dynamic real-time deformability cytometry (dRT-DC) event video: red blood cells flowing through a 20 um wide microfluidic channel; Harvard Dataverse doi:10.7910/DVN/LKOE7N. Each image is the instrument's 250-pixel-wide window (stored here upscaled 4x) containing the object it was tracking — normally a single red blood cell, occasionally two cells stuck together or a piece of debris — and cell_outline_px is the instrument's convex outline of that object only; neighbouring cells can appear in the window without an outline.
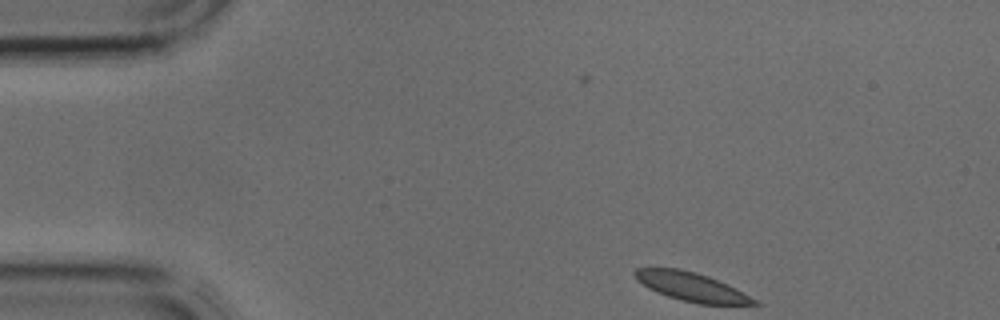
{"species": "common noctule bat (a hibernating species)", "species_latin": "Nyctalus noctula", "temperature_condition": "cold", "stored_images_in_passage": 2, "camera_frame_rate_fps": 3000, "um_per_image_px": 0.085, "animal": {"sex": "male", "body_mass_g": 17.9, "forearm_length_mm": 54.2}, "frame": {"image": 1, "passage_image": 1, "time_ms": 0.0, "image_size_px": [1000, 320], "cell_outline_px": [[760, 304], [696, 304], [680, 300], [656, 292], [648, 288], [636, 280], [632, 272], [636, 268], [680, 268], [696, 272], [708, 276], [728, 284], [736, 288], [756, 300]], "centroid_in_image_um": [58.72, 24.36], "position_along_channel_um": 26.3, "area_um2": 20.0}}